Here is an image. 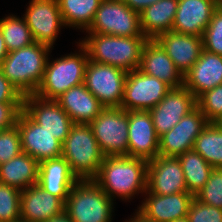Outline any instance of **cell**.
I'll return each instance as SVG.
<instances>
[{
  "label": "cell",
  "instance_id": "obj_20",
  "mask_svg": "<svg viewBox=\"0 0 222 222\" xmlns=\"http://www.w3.org/2000/svg\"><path fill=\"white\" fill-rule=\"evenodd\" d=\"M65 203L46 192L38 184L21 190L20 215L22 222H45L64 213Z\"/></svg>",
  "mask_w": 222,
  "mask_h": 222
},
{
  "label": "cell",
  "instance_id": "obj_43",
  "mask_svg": "<svg viewBox=\"0 0 222 222\" xmlns=\"http://www.w3.org/2000/svg\"><path fill=\"white\" fill-rule=\"evenodd\" d=\"M134 216H132L130 219H126V221L124 222H150V221H146L140 214H138L137 212H135V214H133Z\"/></svg>",
  "mask_w": 222,
  "mask_h": 222
},
{
  "label": "cell",
  "instance_id": "obj_13",
  "mask_svg": "<svg viewBox=\"0 0 222 222\" xmlns=\"http://www.w3.org/2000/svg\"><path fill=\"white\" fill-rule=\"evenodd\" d=\"M23 111L62 144L74 125L56 100L42 99L35 94L23 98Z\"/></svg>",
  "mask_w": 222,
  "mask_h": 222
},
{
  "label": "cell",
  "instance_id": "obj_12",
  "mask_svg": "<svg viewBox=\"0 0 222 222\" xmlns=\"http://www.w3.org/2000/svg\"><path fill=\"white\" fill-rule=\"evenodd\" d=\"M208 123L201 109L196 106L159 138V155L177 158L184 152L193 150L195 139Z\"/></svg>",
  "mask_w": 222,
  "mask_h": 222
},
{
  "label": "cell",
  "instance_id": "obj_40",
  "mask_svg": "<svg viewBox=\"0 0 222 222\" xmlns=\"http://www.w3.org/2000/svg\"><path fill=\"white\" fill-rule=\"evenodd\" d=\"M158 1L159 0H125V3L130 9L140 13L148 6Z\"/></svg>",
  "mask_w": 222,
  "mask_h": 222
},
{
  "label": "cell",
  "instance_id": "obj_1",
  "mask_svg": "<svg viewBox=\"0 0 222 222\" xmlns=\"http://www.w3.org/2000/svg\"><path fill=\"white\" fill-rule=\"evenodd\" d=\"M148 161L127 155L104 156L98 175L93 179L113 200L134 199L146 192ZM132 198V199H131Z\"/></svg>",
  "mask_w": 222,
  "mask_h": 222
},
{
  "label": "cell",
  "instance_id": "obj_9",
  "mask_svg": "<svg viewBox=\"0 0 222 222\" xmlns=\"http://www.w3.org/2000/svg\"><path fill=\"white\" fill-rule=\"evenodd\" d=\"M127 72L104 63L88 61L84 85L104 107H121Z\"/></svg>",
  "mask_w": 222,
  "mask_h": 222
},
{
  "label": "cell",
  "instance_id": "obj_38",
  "mask_svg": "<svg viewBox=\"0 0 222 222\" xmlns=\"http://www.w3.org/2000/svg\"><path fill=\"white\" fill-rule=\"evenodd\" d=\"M23 103H0V130L16 124Z\"/></svg>",
  "mask_w": 222,
  "mask_h": 222
},
{
  "label": "cell",
  "instance_id": "obj_11",
  "mask_svg": "<svg viewBox=\"0 0 222 222\" xmlns=\"http://www.w3.org/2000/svg\"><path fill=\"white\" fill-rule=\"evenodd\" d=\"M23 18L34 41L51 49L54 47L60 30L66 27L58 0H31Z\"/></svg>",
  "mask_w": 222,
  "mask_h": 222
},
{
  "label": "cell",
  "instance_id": "obj_28",
  "mask_svg": "<svg viewBox=\"0 0 222 222\" xmlns=\"http://www.w3.org/2000/svg\"><path fill=\"white\" fill-rule=\"evenodd\" d=\"M101 2L102 0H58L65 26L85 32L92 24Z\"/></svg>",
  "mask_w": 222,
  "mask_h": 222
},
{
  "label": "cell",
  "instance_id": "obj_17",
  "mask_svg": "<svg viewBox=\"0 0 222 222\" xmlns=\"http://www.w3.org/2000/svg\"><path fill=\"white\" fill-rule=\"evenodd\" d=\"M144 201L135 211L146 221L172 222L187 217L194 195L189 192H179L171 195H157L145 192Z\"/></svg>",
  "mask_w": 222,
  "mask_h": 222
},
{
  "label": "cell",
  "instance_id": "obj_25",
  "mask_svg": "<svg viewBox=\"0 0 222 222\" xmlns=\"http://www.w3.org/2000/svg\"><path fill=\"white\" fill-rule=\"evenodd\" d=\"M56 101L76 124H90L105 108L84 83L71 87Z\"/></svg>",
  "mask_w": 222,
  "mask_h": 222
},
{
  "label": "cell",
  "instance_id": "obj_39",
  "mask_svg": "<svg viewBox=\"0 0 222 222\" xmlns=\"http://www.w3.org/2000/svg\"><path fill=\"white\" fill-rule=\"evenodd\" d=\"M24 96L3 75L0 69V103H23Z\"/></svg>",
  "mask_w": 222,
  "mask_h": 222
},
{
  "label": "cell",
  "instance_id": "obj_35",
  "mask_svg": "<svg viewBox=\"0 0 222 222\" xmlns=\"http://www.w3.org/2000/svg\"><path fill=\"white\" fill-rule=\"evenodd\" d=\"M197 106L209 123H217L222 117V84L204 92L197 99Z\"/></svg>",
  "mask_w": 222,
  "mask_h": 222
},
{
  "label": "cell",
  "instance_id": "obj_7",
  "mask_svg": "<svg viewBox=\"0 0 222 222\" xmlns=\"http://www.w3.org/2000/svg\"><path fill=\"white\" fill-rule=\"evenodd\" d=\"M86 33L123 37H145L141 31L140 13L130 9L125 1L102 0Z\"/></svg>",
  "mask_w": 222,
  "mask_h": 222
},
{
  "label": "cell",
  "instance_id": "obj_8",
  "mask_svg": "<svg viewBox=\"0 0 222 222\" xmlns=\"http://www.w3.org/2000/svg\"><path fill=\"white\" fill-rule=\"evenodd\" d=\"M89 125L104 156H128V111L105 107Z\"/></svg>",
  "mask_w": 222,
  "mask_h": 222
},
{
  "label": "cell",
  "instance_id": "obj_24",
  "mask_svg": "<svg viewBox=\"0 0 222 222\" xmlns=\"http://www.w3.org/2000/svg\"><path fill=\"white\" fill-rule=\"evenodd\" d=\"M78 180L62 156L40 162L37 184L46 192L59 197L64 203Z\"/></svg>",
  "mask_w": 222,
  "mask_h": 222
},
{
  "label": "cell",
  "instance_id": "obj_27",
  "mask_svg": "<svg viewBox=\"0 0 222 222\" xmlns=\"http://www.w3.org/2000/svg\"><path fill=\"white\" fill-rule=\"evenodd\" d=\"M40 163L27 153L22 152L13 159L0 165V182L19 190L37 184Z\"/></svg>",
  "mask_w": 222,
  "mask_h": 222
},
{
  "label": "cell",
  "instance_id": "obj_37",
  "mask_svg": "<svg viewBox=\"0 0 222 222\" xmlns=\"http://www.w3.org/2000/svg\"><path fill=\"white\" fill-rule=\"evenodd\" d=\"M187 218L189 222H222V209L204 204L194 197Z\"/></svg>",
  "mask_w": 222,
  "mask_h": 222
},
{
  "label": "cell",
  "instance_id": "obj_4",
  "mask_svg": "<svg viewBox=\"0 0 222 222\" xmlns=\"http://www.w3.org/2000/svg\"><path fill=\"white\" fill-rule=\"evenodd\" d=\"M78 51L51 60L48 56L44 76L35 95L46 100H56L73 86L84 83L89 61L85 48L78 43ZM79 52V53H78Z\"/></svg>",
  "mask_w": 222,
  "mask_h": 222
},
{
  "label": "cell",
  "instance_id": "obj_23",
  "mask_svg": "<svg viewBox=\"0 0 222 222\" xmlns=\"http://www.w3.org/2000/svg\"><path fill=\"white\" fill-rule=\"evenodd\" d=\"M139 70L160 79L171 88L183 86V75L155 39H148L144 45Z\"/></svg>",
  "mask_w": 222,
  "mask_h": 222
},
{
  "label": "cell",
  "instance_id": "obj_14",
  "mask_svg": "<svg viewBox=\"0 0 222 222\" xmlns=\"http://www.w3.org/2000/svg\"><path fill=\"white\" fill-rule=\"evenodd\" d=\"M197 106L196 97L185 87L172 88L149 110L156 134L160 138Z\"/></svg>",
  "mask_w": 222,
  "mask_h": 222
},
{
  "label": "cell",
  "instance_id": "obj_33",
  "mask_svg": "<svg viewBox=\"0 0 222 222\" xmlns=\"http://www.w3.org/2000/svg\"><path fill=\"white\" fill-rule=\"evenodd\" d=\"M203 49L222 55V4L214 11L212 18L202 34Z\"/></svg>",
  "mask_w": 222,
  "mask_h": 222
},
{
  "label": "cell",
  "instance_id": "obj_18",
  "mask_svg": "<svg viewBox=\"0 0 222 222\" xmlns=\"http://www.w3.org/2000/svg\"><path fill=\"white\" fill-rule=\"evenodd\" d=\"M146 192L157 195L188 192L184 172L178 158L158 155L148 161Z\"/></svg>",
  "mask_w": 222,
  "mask_h": 222
},
{
  "label": "cell",
  "instance_id": "obj_32",
  "mask_svg": "<svg viewBox=\"0 0 222 222\" xmlns=\"http://www.w3.org/2000/svg\"><path fill=\"white\" fill-rule=\"evenodd\" d=\"M21 190L0 182V222H20Z\"/></svg>",
  "mask_w": 222,
  "mask_h": 222
},
{
  "label": "cell",
  "instance_id": "obj_29",
  "mask_svg": "<svg viewBox=\"0 0 222 222\" xmlns=\"http://www.w3.org/2000/svg\"><path fill=\"white\" fill-rule=\"evenodd\" d=\"M177 158L184 172L187 191L195 196L206 184L214 168L194 150L186 151Z\"/></svg>",
  "mask_w": 222,
  "mask_h": 222
},
{
  "label": "cell",
  "instance_id": "obj_30",
  "mask_svg": "<svg viewBox=\"0 0 222 222\" xmlns=\"http://www.w3.org/2000/svg\"><path fill=\"white\" fill-rule=\"evenodd\" d=\"M193 150L213 168H222V128L217 123H208L195 139Z\"/></svg>",
  "mask_w": 222,
  "mask_h": 222
},
{
  "label": "cell",
  "instance_id": "obj_6",
  "mask_svg": "<svg viewBox=\"0 0 222 222\" xmlns=\"http://www.w3.org/2000/svg\"><path fill=\"white\" fill-rule=\"evenodd\" d=\"M62 157L79 180L94 179L104 155L89 124H76L62 144Z\"/></svg>",
  "mask_w": 222,
  "mask_h": 222
},
{
  "label": "cell",
  "instance_id": "obj_10",
  "mask_svg": "<svg viewBox=\"0 0 222 222\" xmlns=\"http://www.w3.org/2000/svg\"><path fill=\"white\" fill-rule=\"evenodd\" d=\"M172 88L156 77L139 69L127 73L121 108L126 111H149L154 108Z\"/></svg>",
  "mask_w": 222,
  "mask_h": 222
},
{
  "label": "cell",
  "instance_id": "obj_3",
  "mask_svg": "<svg viewBox=\"0 0 222 222\" xmlns=\"http://www.w3.org/2000/svg\"><path fill=\"white\" fill-rule=\"evenodd\" d=\"M52 49L33 42L11 52L0 64L3 75L24 97L35 94L44 76L45 66Z\"/></svg>",
  "mask_w": 222,
  "mask_h": 222
},
{
  "label": "cell",
  "instance_id": "obj_21",
  "mask_svg": "<svg viewBox=\"0 0 222 222\" xmlns=\"http://www.w3.org/2000/svg\"><path fill=\"white\" fill-rule=\"evenodd\" d=\"M222 84V55L202 50L199 59L183 76L185 86L198 99L204 92Z\"/></svg>",
  "mask_w": 222,
  "mask_h": 222
},
{
  "label": "cell",
  "instance_id": "obj_42",
  "mask_svg": "<svg viewBox=\"0 0 222 222\" xmlns=\"http://www.w3.org/2000/svg\"><path fill=\"white\" fill-rule=\"evenodd\" d=\"M45 222H72V221L70 220L69 216L64 212L60 216L51 218L50 220Z\"/></svg>",
  "mask_w": 222,
  "mask_h": 222
},
{
  "label": "cell",
  "instance_id": "obj_41",
  "mask_svg": "<svg viewBox=\"0 0 222 222\" xmlns=\"http://www.w3.org/2000/svg\"><path fill=\"white\" fill-rule=\"evenodd\" d=\"M7 55H8V49L6 47L2 31L0 29V64L3 62V60L6 58Z\"/></svg>",
  "mask_w": 222,
  "mask_h": 222
},
{
  "label": "cell",
  "instance_id": "obj_31",
  "mask_svg": "<svg viewBox=\"0 0 222 222\" xmlns=\"http://www.w3.org/2000/svg\"><path fill=\"white\" fill-rule=\"evenodd\" d=\"M0 29L8 52L24 48L35 42L23 17L11 14L1 18Z\"/></svg>",
  "mask_w": 222,
  "mask_h": 222
},
{
  "label": "cell",
  "instance_id": "obj_19",
  "mask_svg": "<svg viewBox=\"0 0 222 222\" xmlns=\"http://www.w3.org/2000/svg\"><path fill=\"white\" fill-rule=\"evenodd\" d=\"M219 5L218 0H178L171 31L202 37Z\"/></svg>",
  "mask_w": 222,
  "mask_h": 222
},
{
  "label": "cell",
  "instance_id": "obj_15",
  "mask_svg": "<svg viewBox=\"0 0 222 222\" xmlns=\"http://www.w3.org/2000/svg\"><path fill=\"white\" fill-rule=\"evenodd\" d=\"M22 151L39 163L62 156V143L34 122L23 110L17 119Z\"/></svg>",
  "mask_w": 222,
  "mask_h": 222
},
{
  "label": "cell",
  "instance_id": "obj_26",
  "mask_svg": "<svg viewBox=\"0 0 222 222\" xmlns=\"http://www.w3.org/2000/svg\"><path fill=\"white\" fill-rule=\"evenodd\" d=\"M178 8V0H159L140 12L141 31L148 39H155L171 31Z\"/></svg>",
  "mask_w": 222,
  "mask_h": 222
},
{
  "label": "cell",
  "instance_id": "obj_16",
  "mask_svg": "<svg viewBox=\"0 0 222 222\" xmlns=\"http://www.w3.org/2000/svg\"><path fill=\"white\" fill-rule=\"evenodd\" d=\"M159 155V137L149 111H128V156L153 160Z\"/></svg>",
  "mask_w": 222,
  "mask_h": 222
},
{
  "label": "cell",
  "instance_id": "obj_36",
  "mask_svg": "<svg viewBox=\"0 0 222 222\" xmlns=\"http://www.w3.org/2000/svg\"><path fill=\"white\" fill-rule=\"evenodd\" d=\"M22 145L17 124L0 130V165L21 154Z\"/></svg>",
  "mask_w": 222,
  "mask_h": 222
},
{
  "label": "cell",
  "instance_id": "obj_2",
  "mask_svg": "<svg viewBox=\"0 0 222 222\" xmlns=\"http://www.w3.org/2000/svg\"><path fill=\"white\" fill-rule=\"evenodd\" d=\"M147 37H121L88 33L79 43L85 48L88 59L130 72L139 69L142 50Z\"/></svg>",
  "mask_w": 222,
  "mask_h": 222
},
{
  "label": "cell",
  "instance_id": "obj_45",
  "mask_svg": "<svg viewBox=\"0 0 222 222\" xmlns=\"http://www.w3.org/2000/svg\"><path fill=\"white\" fill-rule=\"evenodd\" d=\"M217 124L222 128V117L218 120Z\"/></svg>",
  "mask_w": 222,
  "mask_h": 222
},
{
  "label": "cell",
  "instance_id": "obj_22",
  "mask_svg": "<svg viewBox=\"0 0 222 222\" xmlns=\"http://www.w3.org/2000/svg\"><path fill=\"white\" fill-rule=\"evenodd\" d=\"M155 40L183 76L193 67L203 50L202 37L194 35L168 31L158 35Z\"/></svg>",
  "mask_w": 222,
  "mask_h": 222
},
{
  "label": "cell",
  "instance_id": "obj_5",
  "mask_svg": "<svg viewBox=\"0 0 222 222\" xmlns=\"http://www.w3.org/2000/svg\"><path fill=\"white\" fill-rule=\"evenodd\" d=\"M114 203L93 179L78 180L69 192L64 212L72 222H112Z\"/></svg>",
  "mask_w": 222,
  "mask_h": 222
},
{
  "label": "cell",
  "instance_id": "obj_44",
  "mask_svg": "<svg viewBox=\"0 0 222 222\" xmlns=\"http://www.w3.org/2000/svg\"><path fill=\"white\" fill-rule=\"evenodd\" d=\"M172 222H189V220H188L187 217H184V218H182V219H176V220H174V221H172Z\"/></svg>",
  "mask_w": 222,
  "mask_h": 222
},
{
  "label": "cell",
  "instance_id": "obj_34",
  "mask_svg": "<svg viewBox=\"0 0 222 222\" xmlns=\"http://www.w3.org/2000/svg\"><path fill=\"white\" fill-rule=\"evenodd\" d=\"M200 202L222 209V168H214L203 188L195 195Z\"/></svg>",
  "mask_w": 222,
  "mask_h": 222
}]
</instances>
